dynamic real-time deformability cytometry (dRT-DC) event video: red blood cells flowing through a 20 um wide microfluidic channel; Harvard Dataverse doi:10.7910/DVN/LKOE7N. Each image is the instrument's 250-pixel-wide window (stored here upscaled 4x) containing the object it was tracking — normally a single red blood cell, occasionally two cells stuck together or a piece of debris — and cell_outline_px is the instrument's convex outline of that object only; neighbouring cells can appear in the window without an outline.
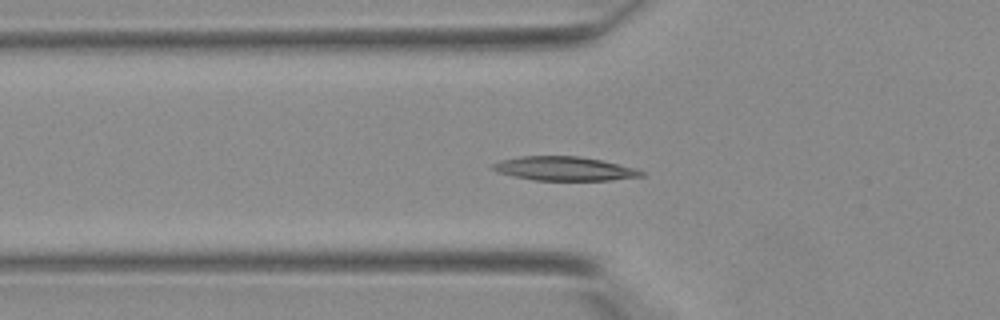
{"species": "Egyptian fruit bat (a non-hibernating species)", "species_latin": "Rousettus aegyptiacus", "temperature_condition": "warm", "stored_images_in_passage": 32, "camera_frame_rate_fps": 3000, "um_per_image_px": 0.085, "animal": {"sex": "female"}, "frame": {"image": 1, "passage_image": 5, "time_ms": 1.333, "image_size_px": [1000, 320], "cell_outline_px": [[648, 172], [644, 176], [608, 180], [532, 180], [512, 176], [496, 172], [488, 168], [492, 164], [500, 160], [520, 156], [580, 156], [600, 160], [636, 168]], "centroid_in_image_um": [47.93, 14.33], "position_along_channel_um": 77.9, "area_um2": 20.98}}
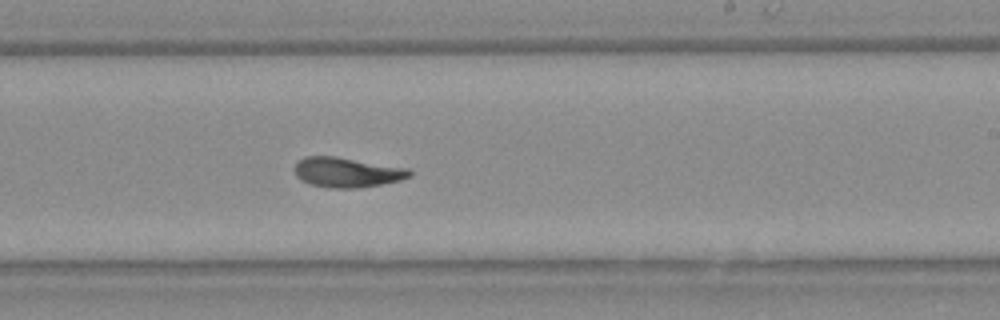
{"frame": {"image": 2, "passage_image": 16, "time_ms": 5.0, "image_size_px": [1000, 320], "cell_outline_px": [[412, 176], [400, 180], [380, 184], [356, 188], [328, 188], [308, 184], [300, 180], [296, 176], [296, 160], [304, 156], [336, 156], [408, 168], [412, 172]], "centroid_in_image_um": [29.46, 14.64], "position_along_channel_um": 259.5, "area_um2": 20.17}}
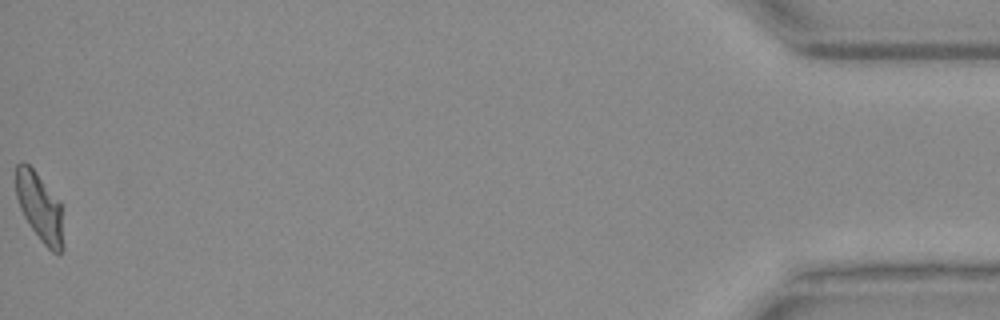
{"frame": {"image": 3, "passage_image": 32, "time_ms": 10.333, "image_size_px": [1000, 320], "cell_outline_px": [[64, 248], [60, 252], [52, 252], [40, 240], [24, 216], [20, 208], [16, 196], [16, 164], [20, 160], [24, 160], [36, 172], [60, 204], [64, 244]], "centroid_in_image_um": [3.35, 17.6], "position_along_channel_um": 431.8, "area_um2": 18.67}}